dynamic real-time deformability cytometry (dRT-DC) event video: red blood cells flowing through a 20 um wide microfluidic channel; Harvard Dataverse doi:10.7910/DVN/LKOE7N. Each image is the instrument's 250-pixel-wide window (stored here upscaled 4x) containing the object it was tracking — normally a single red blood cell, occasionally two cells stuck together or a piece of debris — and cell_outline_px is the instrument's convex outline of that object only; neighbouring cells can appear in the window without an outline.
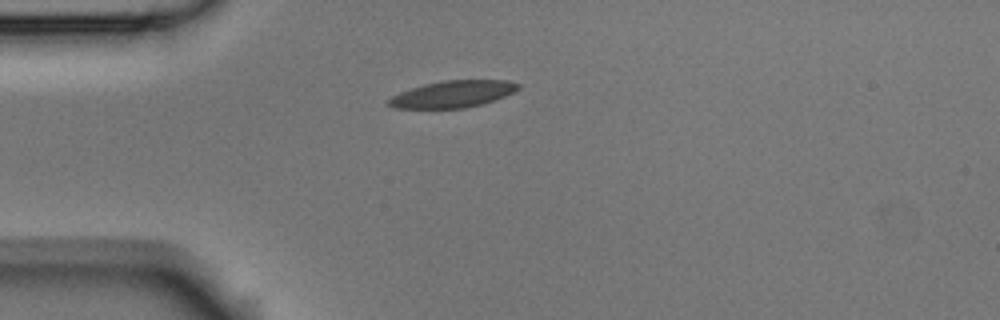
{"species": "Egyptian fruit bat (a non-hibernating species)", "species_latin": "Rousettus aegyptiacus", "temperature_condition": "room temperature", "stored_images_in_passage": 1, "camera_frame_rate_fps": 3000, "um_per_image_px": 0.085, "animal": {"sex": "male"}, "frame": {"image": 1, "passage_image": 1, "time_ms": 0.0, "image_size_px": [1000, 320], "cell_outline_px": [[520, 88], [504, 96], [484, 104], [464, 108], [396, 108], [388, 104], [388, 100], [392, 96], [400, 92], [424, 84], [444, 80], [508, 80], [520, 84]], "centroid_in_image_um": [38.51, 7.99], "position_along_channel_um": 46.5, "area_um2": 20.11}}